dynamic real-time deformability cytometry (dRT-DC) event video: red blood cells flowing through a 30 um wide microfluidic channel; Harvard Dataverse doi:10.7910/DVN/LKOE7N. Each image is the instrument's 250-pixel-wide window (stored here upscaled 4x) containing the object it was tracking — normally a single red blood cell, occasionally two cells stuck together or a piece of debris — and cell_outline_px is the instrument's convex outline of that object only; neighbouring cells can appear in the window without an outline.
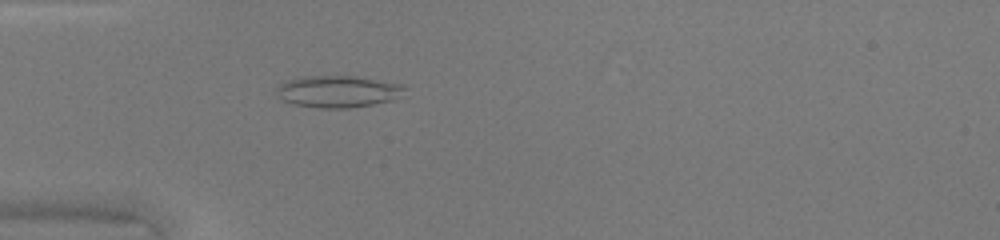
{"species": "common noctule bat (a hibernating species)", "species_latin": "Nyctalus noctula", "temperature_condition": "warm", "stored_images_in_passage": 37, "camera_frame_rate_fps": 3000, "um_per_image_px": 0.085, "animal": {"sex": "female", "body_mass_g": 20.0, "forearm_length_mm": 54.0}, "frame": {"image": 1, "passage_image": 15, "time_ms": 4.667, "image_size_px": [1000, 240], "cell_outline_px": [[404, 88], [392, 100], [372, 104], [348, 108], [320, 108], [292, 104], [276, 96], [276, 88], [280, 84], [288, 80], [304, 76], [356, 76], [404, 84]], "centroid_in_image_um": [28.66, 7.77], "position_along_channel_um": 56.3, "area_um2": 23.58}}
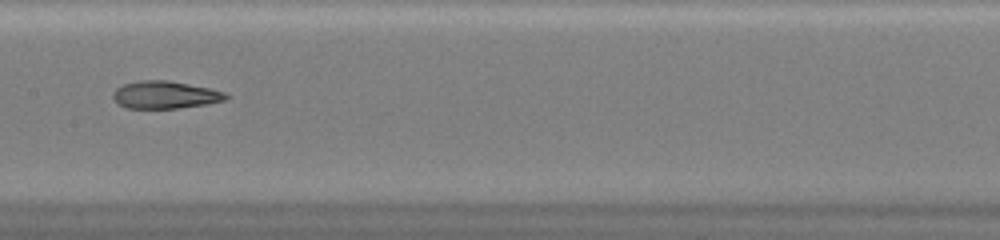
{"frame": {"image": 2, "passage_image": 25, "time_ms": 8.0, "image_size_px": [1000, 240], "cell_outline_px": [[228, 96], [224, 100], [208, 104], [176, 108], [124, 108], [112, 96], [112, 92], [116, 88], [124, 84], [140, 80], [168, 80], [208, 88], [224, 92]], "centroid_in_image_um": [14.0, 8.06], "position_along_channel_um": 193.4, "area_um2": 17.92}}
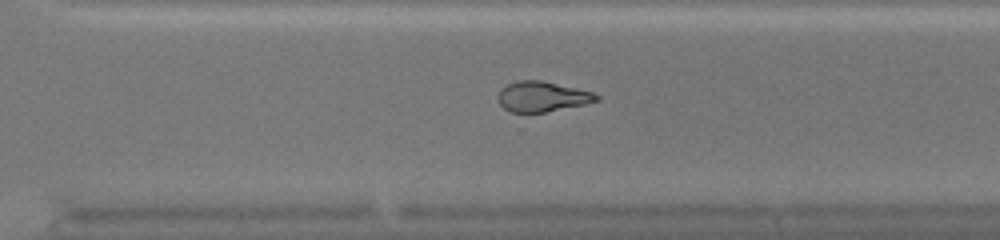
{"frame": {"image": 3, "passage_image": 34, "time_ms": 11.0, "image_size_px": [1000, 240], "cell_outline_px": [[600, 100], [584, 104], [544, 112], [512, 112], [504, 108], [500, 104], [496, 96], [500, 88], [516, 80], [540, 80], [576, 88], [592, 92], [600, 96]], "centroid_in_image_um": [46.05, 8.2], "position_along_channel_um": 324.6, "area_um2": 17.28}, "authors_computed_cell_mechanics": {"area_um2": 19.9988, "velocity_mm_per_s": 4.3767, "shape_relaxation_time_tau1_ms": null, "shape_relaxation_time_tau2_ms": 1.961, "deformation_change_tau1": null, "deformation_change_tau2": 0.0904}}